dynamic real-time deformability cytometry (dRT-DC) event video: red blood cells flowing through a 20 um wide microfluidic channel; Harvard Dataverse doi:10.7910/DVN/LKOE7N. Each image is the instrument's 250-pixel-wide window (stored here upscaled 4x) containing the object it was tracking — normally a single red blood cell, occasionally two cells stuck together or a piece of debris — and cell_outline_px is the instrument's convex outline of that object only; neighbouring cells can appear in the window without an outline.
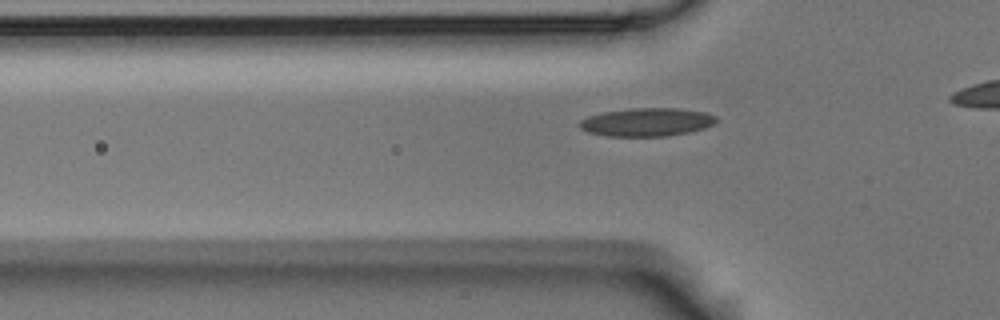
{"species": "Egyptian fruit bat (a non-hibernating species)", "species_latin": "Rousettus aegyptiacus", "temperature_condition": "room temperature", "stored_images_in_passage": 34, "camera_frame_rate_fps": 3000, "um_per_image_px": 0.085, "animal": {"sex": "male"}, "frame": {"image": 1, "passage_image": 8, "time_ms": 2.333, "image_size_px": [1000, 320], "cell_outline_px": [[716, 120], [712, 124], [704, 128], [688, 132], [668, 136], [608, 136], [588, 132], [580, 128], [580, 120], [588, 116], [604, 112], [632, 108], [676, 108], [704, 112], [716, 116]], "centroid_in_image_um": [54.96, 10.38], "position_along_channel_um": 70.8, "area_um2": 22.31}}
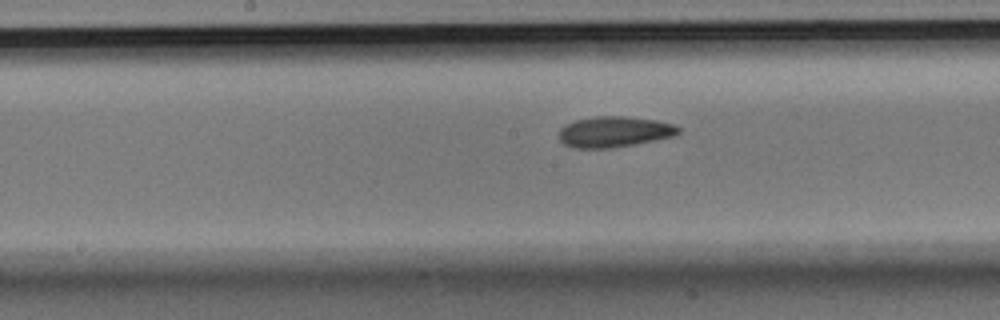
{"frame": {"image": 2, "passage_image": 18, "time_ms": 5.667, "image_size_px": [1000, 320], "cell_outline_px": [[680, 132], [676, 136], [636, 144], [612, 148], [572, 148], [564, 144], [560, 140], [560, 128], [576, 120], [596, 116], [624, 116], [656, 120], [676, 124], [680, 128]], "centroid_in_image_um": [52.27, 11.21], "position_along_channel_um": 195.9, "area_um2": 21.56}}
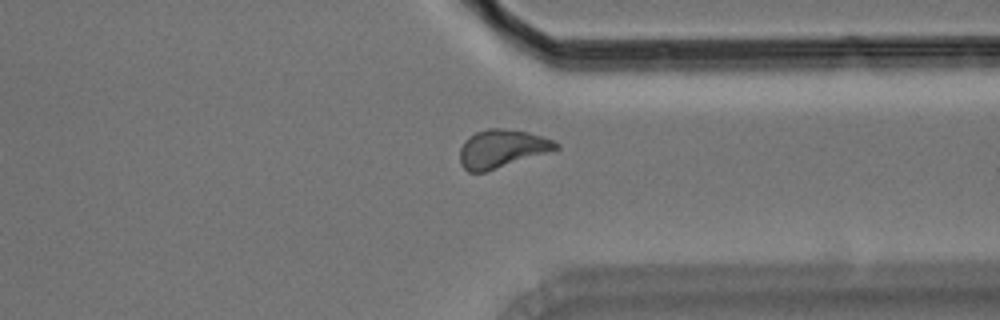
{"frame": {"image": 3, "passage_image": 32, "time_ms": 10.333, "image_size_px": [1000, 320], "cell_outline_px": [[560, 148], [548, 152], [484, 172], [468, 172], [460, 164], [460, 148], [464, 140], [476, 132], [488, 128], [504, 128], [528, 132], [552, 140], [560, 144]], "centroid_in_image_um": [42.63, 12.63], "position_along_channel_um": 368.8, "area_um2": 21.15}}